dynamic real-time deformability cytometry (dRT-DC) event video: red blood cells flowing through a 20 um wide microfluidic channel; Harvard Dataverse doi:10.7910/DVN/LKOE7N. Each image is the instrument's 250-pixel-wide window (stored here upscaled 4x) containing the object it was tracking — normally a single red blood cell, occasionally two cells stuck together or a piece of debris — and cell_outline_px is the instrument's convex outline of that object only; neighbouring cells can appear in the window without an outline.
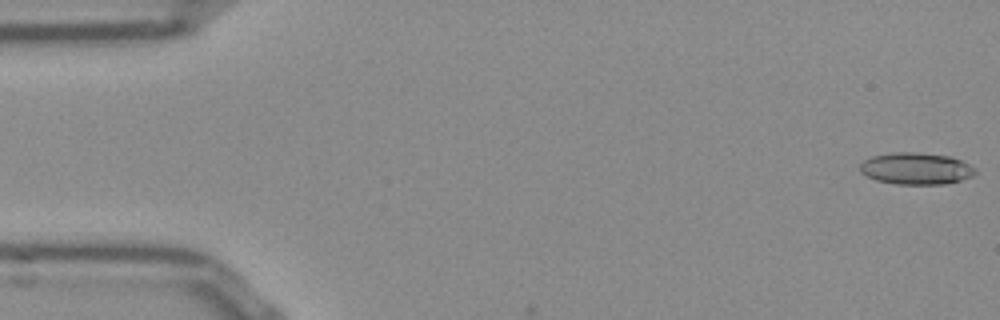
{"species": "Egyptian fruit bat (a non-hibernating species)", "species_latin": "Rousettus aegyptiacus", "temperature_condition": "room temperature", "stored_images_in_passage": 5, "camera_frame_rate_fps": 3000, "um_per_image_px": 0.085, "frame": {"image": 1, "passage_image": 1, "time_ms": 0.0, "image_size_px": [1000, 320], "cell_outline_px": [[976, 172], [972, 176], [960, 180], [944, 184], [896, 184], [876, 180], [860, 172], [860, 164], [864, 160], [872, 156], [892, 152], [912, 152], [948, 156], [960, 160], [968, 164]], "centroid_in_image_um": [77.82, 14.33], "position_along_channel_um": 7.2, "area_um2": 21.1}}